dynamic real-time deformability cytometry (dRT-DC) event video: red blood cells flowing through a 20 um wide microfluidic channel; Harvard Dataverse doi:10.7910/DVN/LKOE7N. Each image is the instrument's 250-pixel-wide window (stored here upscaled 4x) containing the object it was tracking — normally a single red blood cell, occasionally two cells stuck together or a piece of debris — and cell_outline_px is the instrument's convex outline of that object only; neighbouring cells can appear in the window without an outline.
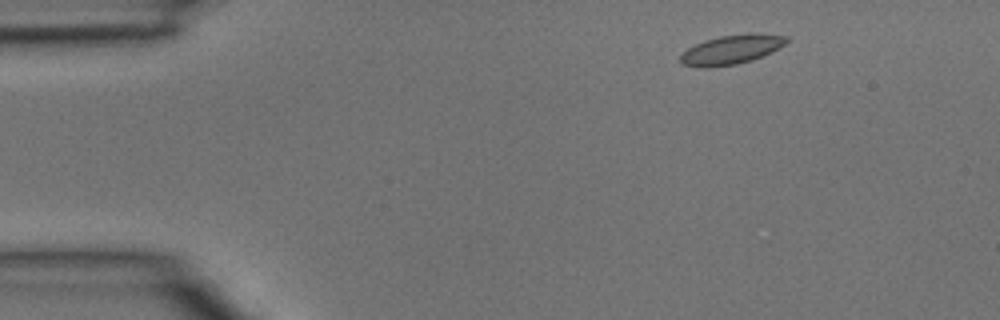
{"species": "common noctule bat (a hibernating species)", "species_latin": "Nyctalus noctula", "temperature_condition": "room temperature", "stored_images_in_passage": 3, "camera_frame_rate_fps": 3000, "um_per_image_px": 0.085, "animal": {"sex": "male", "body_mass_g": 15.6}, "frame": {"image": 1, "passage_image": 1, "time_ms": 0.0, "image_size_px": [1000, 320], "cell_outline_px": [[788, 40], [784, 44], [772, 52], [752, 60], [736, 64], [708, 68], [700, 68], [680, 64], [680, 56], [688, 48], [704, 40], [720, 36], [788, 36]], "centroid_in_image_um": [62.05, 4.29], "position_along_channel_um": 22.9, "area_um2": 17.28}}
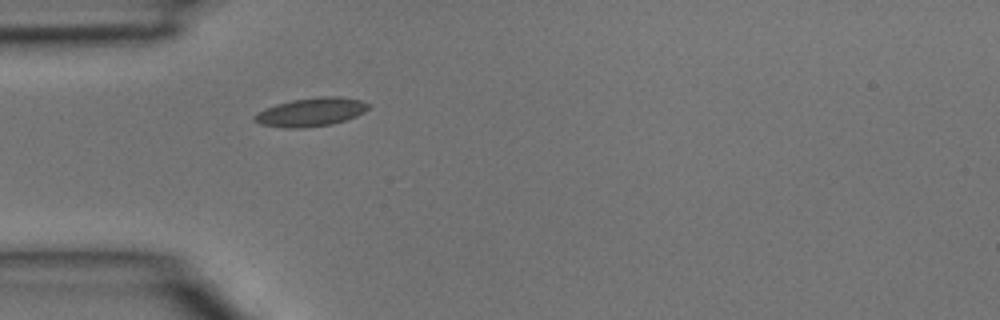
{"frame": {"image": 2, "passage_image": 3, "time_ms": 0.667, "image_size_px": [1000, 320], "cell_outline_px": [[372, 104], [364, 112], [356, 116], [332, 124], [304, 128], [288, 128], [260, 124], [252, 120], [252, 116], [264, 108], [276, 104], [292, 100], [324, 96], [340, 96], [360, 100]], "centroid_in_image_um": [26.42, 9.52], "position_along_channel_um": 58.6, "area_um2": 19.02}}